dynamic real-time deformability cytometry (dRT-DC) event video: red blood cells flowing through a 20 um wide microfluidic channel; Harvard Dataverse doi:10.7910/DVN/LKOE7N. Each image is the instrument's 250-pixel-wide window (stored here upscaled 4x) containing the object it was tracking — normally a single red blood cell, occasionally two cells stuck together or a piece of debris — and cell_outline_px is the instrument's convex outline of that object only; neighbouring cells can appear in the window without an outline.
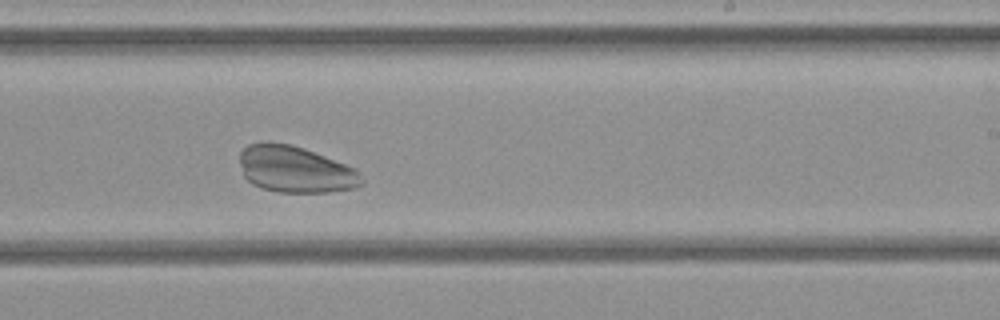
{"species": "common noctule bat (a hibernating species)", "species_latin": "Nyctalus noctula", "temperature_condition": "cold", "stored_images_in_passage": 28, "camera_frame_rate_fps": 3000, "um_per_image_px": 0.085, "animal": {"sex": "female", "body_mass_g": 21.9}, "frame": {"image": 1, "passage_image": 16, "time_ms": 5.0, "image_size_px": [1000, 320], "cell_outline_px": [[364, 184], [356, 188], [328, 192], [280, 192], [260, 188], [252, 184], [244, 176], [240, 164], [240, 152], [248, 144], [260, 140], [268, 140], [292, 144], [304, 148], [356, 168], [364, 180]], "centroid_in_image_um": [25.09, 14.37], "position_along_channel_um": 263.9, "area_um2": 33.64}}